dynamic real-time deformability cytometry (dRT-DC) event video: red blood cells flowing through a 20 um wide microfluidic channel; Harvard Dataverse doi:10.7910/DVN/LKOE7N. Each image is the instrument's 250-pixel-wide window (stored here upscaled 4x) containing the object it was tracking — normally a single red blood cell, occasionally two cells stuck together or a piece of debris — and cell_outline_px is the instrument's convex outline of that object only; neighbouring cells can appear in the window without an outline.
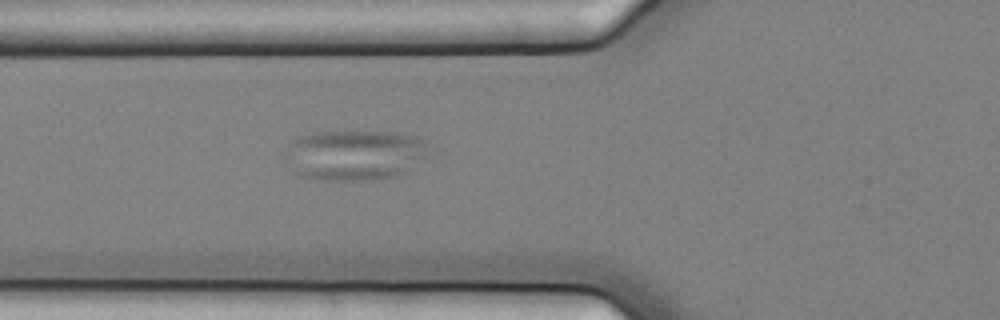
{"species": "common noctule bat (a hibernating species)", "species_latin": "Nyctalus noctula", "temperature_condition": "cold", "stored_images_in_passage": 7, "camera_frame_rate_fps": 3000, "um_per_image_px": 0.085, "animal": {"sex": "female", "body_mass_g": 25.1}, "frame": {"image": 1, "passage_image": 7, "time_ms": 2.0, "image_size_px": [1000, 320], "cell_outline_px": [[424, 156], [408, 172], [396, 176], [372, 180], [324, 180], [300, 176], [284, 160], [280, 152], [296, 136], [316, 132], [344, 128], [388, 132], [416, 136], [424, 144]], "centroid_in_image_um": [30.0, 13.13], "position_along_channel_um": 95.8, "area_um2": 43.29}}